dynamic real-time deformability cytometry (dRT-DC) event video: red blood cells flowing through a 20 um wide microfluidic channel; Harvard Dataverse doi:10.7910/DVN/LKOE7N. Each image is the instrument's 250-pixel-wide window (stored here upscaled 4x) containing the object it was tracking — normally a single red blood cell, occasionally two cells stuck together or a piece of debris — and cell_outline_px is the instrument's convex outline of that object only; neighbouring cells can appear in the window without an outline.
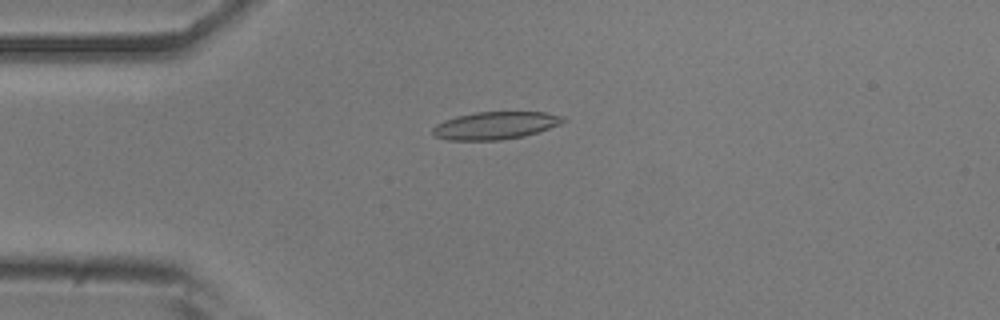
{"species": "common noctule bat (a hibernating species)", "species_latin": "Nyctalus noctula", "temperature_condition": "room temperature", "stored_images_in_passage": 45, "camera_frame_rate_fps": 3000, "um_per_image_px": 0.085, "animal": {"sex": "male", "body_mass_g": 20.5, "forearm_length_mm": 52.5}, "frame": {"image": 1, "passage_image": 5, "time_ms": 1.333, "image_size_px": [1000, 320], "cell_outline_px": [[568, 120], [560, 124], [524, 136], [500, 140], [448, 140], [436, 136], [432, 132], [432, 128], [436, 124], [444, 120], [456, 116], [476, 112], [544, 112], [564, 116]], "centroid_in_image_um": [42.1, 10.66], "position_along_channel_um": 42.9, "area_um2": 20.92}}
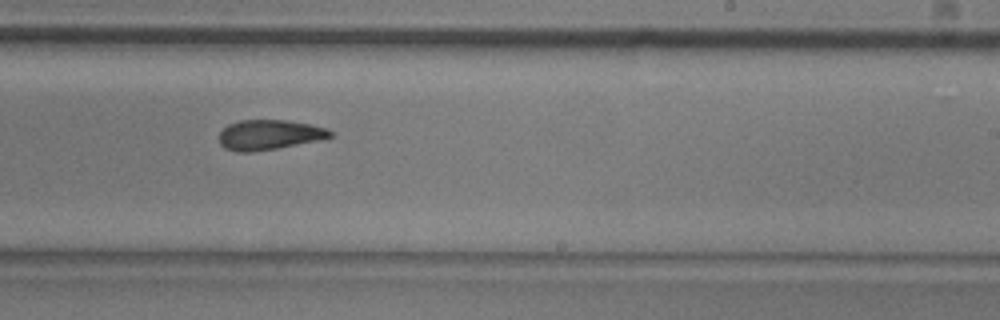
{"frame": {"image": 2, "passage_image": 24, "time_ms": 7.667, "image_size_px": [1000, 320], "cell_outline_px": [[332, 136], [320, 140], [276, 148], [252, 152], [236, 152], [224, 148], [220, 144], [220, 132], [228, 124], [240, 120], [288, 120], [328, 128], [332, 132]], "centroid_in_image_um": [22.87, 11.46], "position_along_channel_um": 266.1, "area_um2": 19.36}}
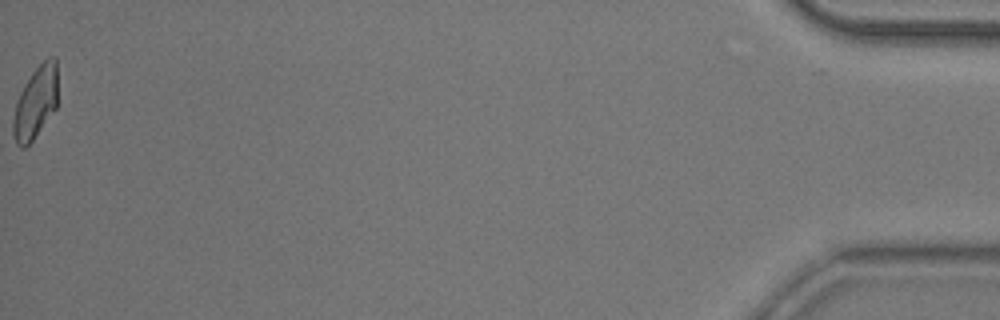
{"frame": {"image": 3, "passage_image": 45, "time_ms": 14.667, "image_size_px": [1000, 320], "cell_outline_px": [[56, 108], [32, 140], [24, 148], [20, 148], [16, 144], [12, 136], [12, 120], [16, 100], [24, 84], [32, 72], [48, 56], [56, 56]], "centroid_in_image_um": [2.98, 8.73], "position_along_channel_um": 432.2, "area_um2": 18.73}, "authors_computed_cell_mechanics": {"area_um2": 19.7098, "velocity_mm_per_s": 3.8262, "shape_relaxation_time_tau1_ms": 5.3836, "shape_relaxation_time_tau2_ms": 3.0075, "deformation_change_tau1": 0.155, "deformation_change_tau2": 0.1098}}